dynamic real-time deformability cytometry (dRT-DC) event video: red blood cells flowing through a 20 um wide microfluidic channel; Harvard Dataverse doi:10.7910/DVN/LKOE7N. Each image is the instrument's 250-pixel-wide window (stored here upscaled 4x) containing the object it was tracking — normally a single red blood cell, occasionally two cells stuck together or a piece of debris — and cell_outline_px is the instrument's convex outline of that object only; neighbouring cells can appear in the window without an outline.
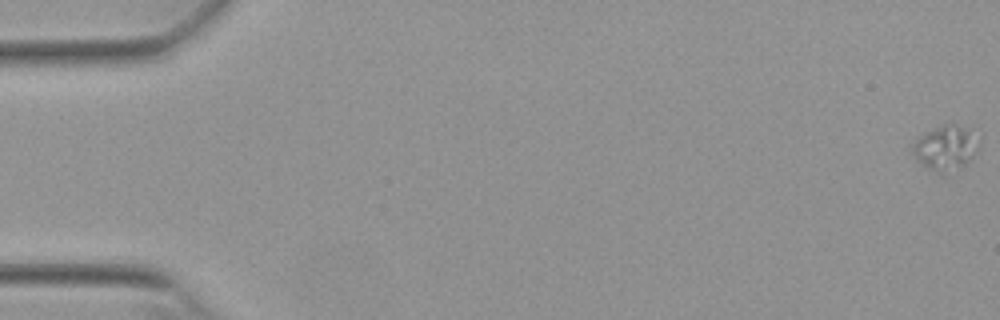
{"species": "Egyptian fruit bat (a non-hibernating species)", "species_latin": "Rousettus aegyptiacus", "temperature_condition": "warm", "stored_images_in_passage": 55, "camera_frame_rate_fps": 3000, "um_per_image_px": 0.085, "animal": {"sex": "female"}, "frame": {"image": 1, "passage_image": 1, "time_ms": 0.0, "image_size_px": [1000, 320], "cell_outline_px": [[980, 148], [960, 168], [944, 176], [924, 168], [916, 160], [912, 152], [912, 144], [916, 136], [924, 132], [944, 124], [956, 124], [968, 128], [980, 144]], "centroid_in_image_um": [80.31, 12.6], "position_along_channel_um": 4.7, "area_um2": 17.8}}
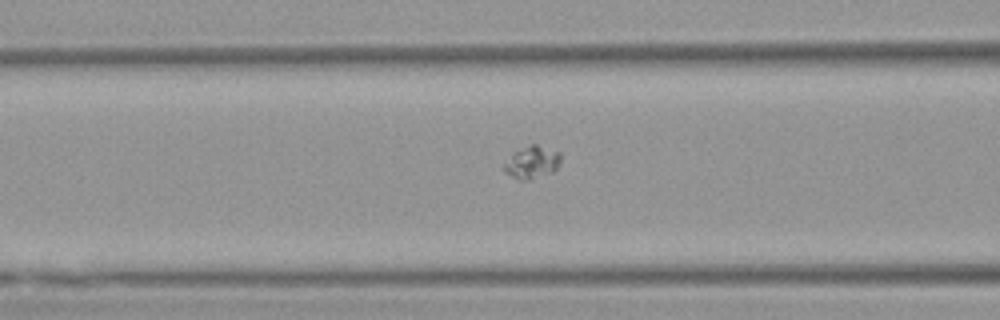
{"frame": {"image": 2, "passage_image": 23, "time_ms": 7.333, "image_size_px": [1000, 320], "cell_outline_px": [[560, 160], [556, 168], [552, 172], [524, 180], [520, 180], [504, 172], [500, 168], [512, 152], [532, 144], [536, 144], [560, 152]], "centroid_in_image_um": [45.16, 13.78], "position_along_channel_um": 121.4, "area_um2": 10.64}}
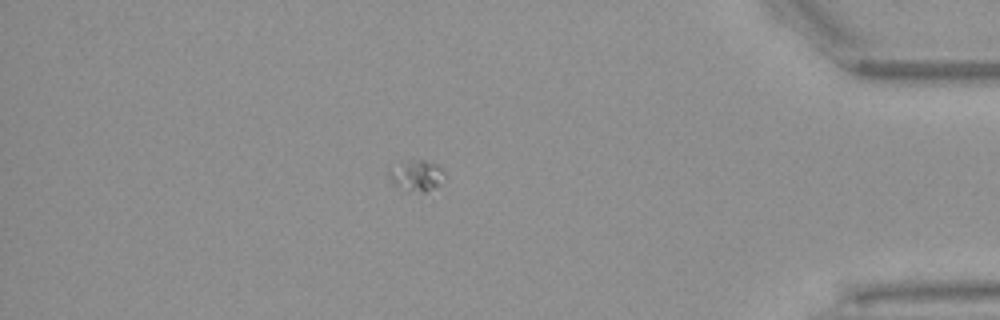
{"frame": {"image": 3, "passage_image": 48, "time_ms": 15.667, "image_size_px": [1000, 320], "cell_outline_px": [[444, 184], [424, 192], [392, 184], [388, 176], [388, 168], [400, 160], [412, 156], [436, 164], [444, 172]], "centroid_in_image_um": [35.38, 14.82], "position_along_channel_um": 399.8, "area_um2": 10.46}}